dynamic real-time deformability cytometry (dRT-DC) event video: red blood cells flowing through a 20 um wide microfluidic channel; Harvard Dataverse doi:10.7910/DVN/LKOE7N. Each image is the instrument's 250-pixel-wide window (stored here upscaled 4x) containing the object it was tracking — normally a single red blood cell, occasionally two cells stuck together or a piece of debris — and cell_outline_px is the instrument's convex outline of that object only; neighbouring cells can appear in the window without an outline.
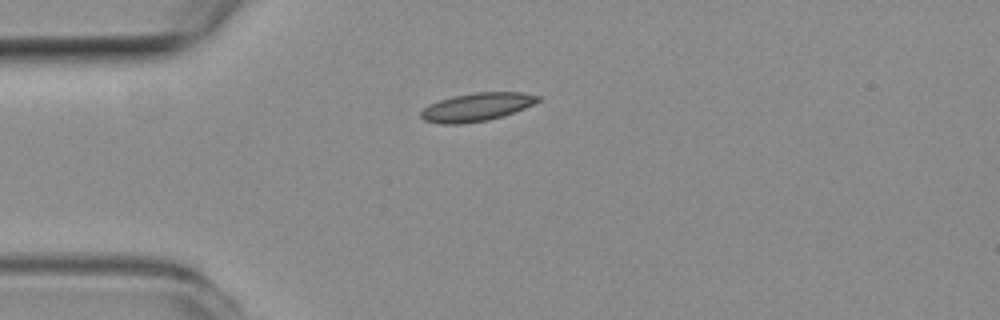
{"species": "common noctule bat (a hibernating species)", "species_latin": "Nyctalus noctula", "temperature_condition": "room temperature", "stored_images_in_passage": 34, "camera_frame_rate_fps": 3000, "um_per_image_px": 0.085, "animal": {"sex": "female", "body_mass_g": 19.3, "forearm_length_mm": 54.1}, "frame": {"image": 1, "passage_image": 1, "time_ms": 0.0, "image_size_px": [1000, 320], "cell_outline_px": [[540, 100], [524, 108], [488, 120], [460, 124], [440, 124], [424, 120], [420, 116], [420, 112], [428, 104], [452, 96], [476, 92], [520, 92], [540, 96]], "centroid_in_image_um": [40.47, 9.09], "position_along_channel_um": 44.5, "area_um2": 19.07}}
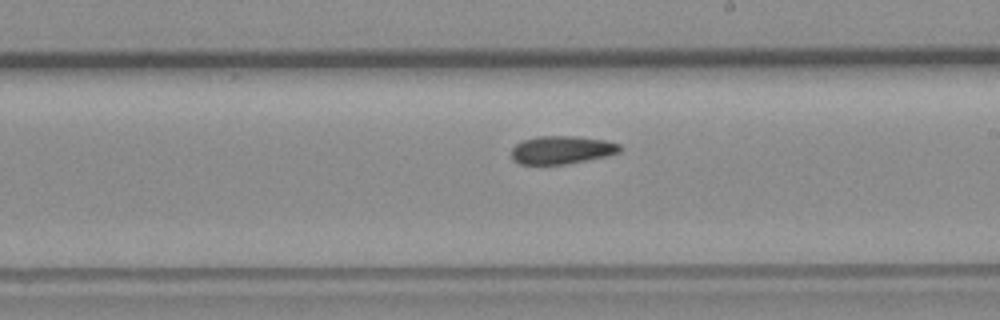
{"frame": {"image": 2, "passage_image": 18, "time_ms": 5.667, "image_size_px": [1000, 320], "cell_outline_px": [[620, 152], [604, 156], [568, 164], [520, 164], [512, 160], [512, 148], [516, 144], [524, 140], [536, 136], [576, 136], [604, 140], [620, 144]], "centroid_in_image_um": [47.72, 12.74], "position_along_channel_um": 241.3, "area_um2": 17.63}}
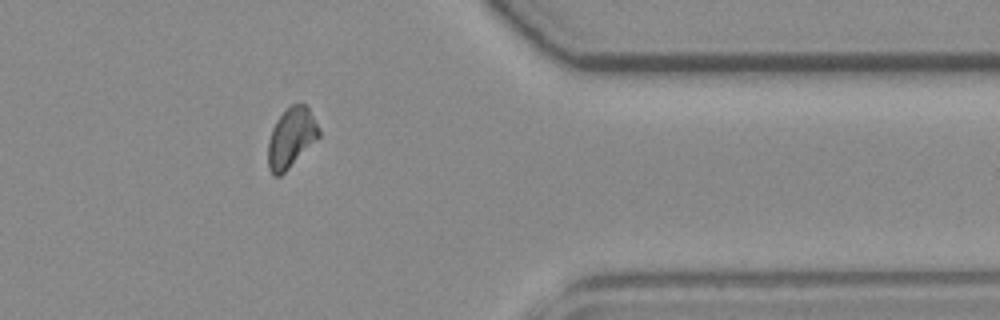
{"frame": {"image": 3, "passage_image": 31, "time_ms": 10.0, "image_size_px": [1000, 320], "cell_outline_px": [[320, 136], [280, 176], [272, 176], [268, 168], [268, 140], [272, 128], [276, 120], [292, 104], [304, 104], [308, 108], [320, 128]], "centroid_in_image_um": [24.73, 11.72], "position_along_channel_um": 386.7, "area_um2": 17.51}, "authors_computed_cell_mechanics": {"area_um2": 18.0047, "velocity_mm_per_s": 3.7989, "shape_relaxation_time_tau1_ms": 10.4778, "shape_relaxation_time_tau2_ms": 5.057, "deformation_change_tau1": 0.1837, "deformation_change_tau2": 0.0808}}